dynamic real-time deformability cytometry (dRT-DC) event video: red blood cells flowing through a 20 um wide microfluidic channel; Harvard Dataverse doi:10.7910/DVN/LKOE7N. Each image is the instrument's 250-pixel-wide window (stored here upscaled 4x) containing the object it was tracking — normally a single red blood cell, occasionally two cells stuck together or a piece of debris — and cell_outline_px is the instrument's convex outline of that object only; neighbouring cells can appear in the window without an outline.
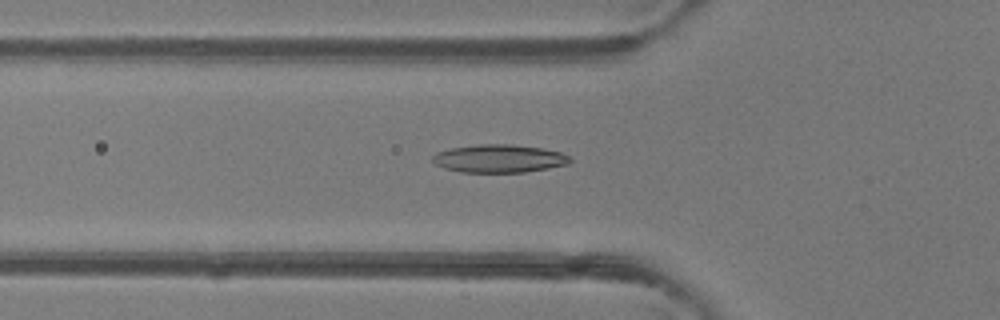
{"species": "common noctule bat (a hibernating species)", "species_latin": "Nyctalus noctula", "temperature_condition": "room temperature", "stored_images_in_passage": 49, "camera_frame_rate_fps": 3000, "um_per_image_px": 0.085, "animal": {"sex": "female"}, "frame": {"image": 1, "passage_image": 17, "time_ms": 5.333, "image_size_px": [1000, 320], "cell_outline_px": [[572, 160], [568, 164], [548, 168], [524, 172], [460, 172], [444, 168], [436, 164], [432, 160], [432, 156], [436, 152], [452, 148], [476, 144], [512, 144], [544, 148], [560, 152], [568, 156]], "centroid_in_image_um": [42.42, 13.47], "position_along_channel_um": 83.4, "area_um2": 22.48}}
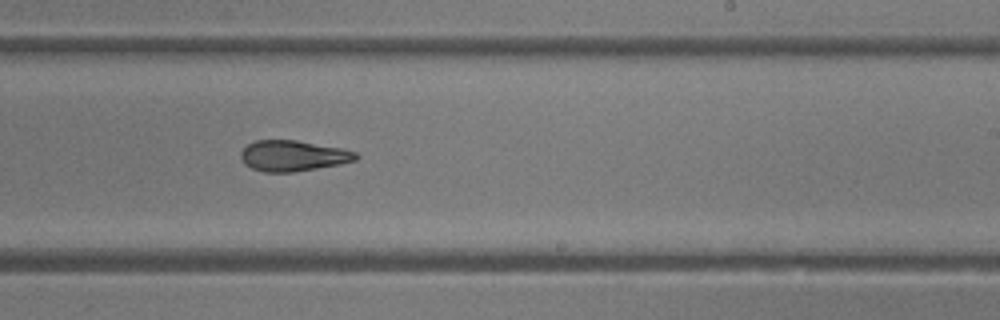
{"frame": {"image": 2, "passage_image": 30, "time_ms": 9.667, "image_size_px": [1000, 320], "cell_outline_px": [[360, 156], [356, 160], [340, 164], [292, 172], [264, 172], [252, 168], [244, 164], [240, 156], [240, 152], [248, 144], [256, 140], [296, 140], [344, 148], [356, 152]], "centroid_in_image_um": [24.92, 13.23], "position_along_channel_um": 264.1, "area_um2": 20.69}}
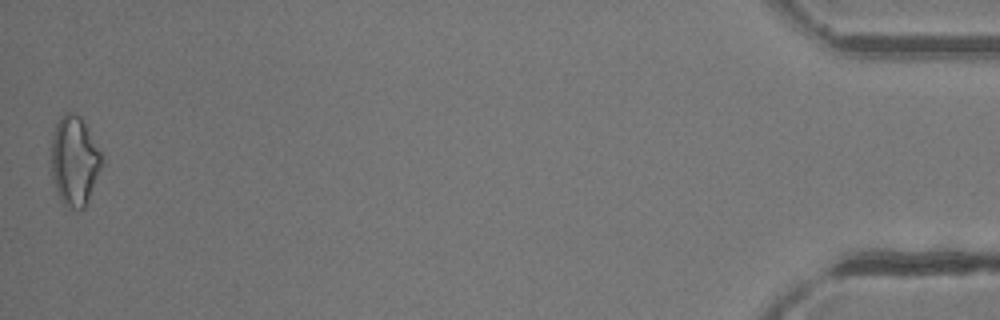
{"frame": {"image": 3, "passage_image": 49, "time_ms": 16.0, "image_size_px": [1000, 320], "cell_outline_px": [[104, 164], [84, 208], [68, 208], [60, 200], [56, 192], [52, 176], [52, 136], [56, 124], [60, 116], [64, 112], [72, 112], [80, 116], [100, 152], [104, 160]], "centroid_in_image_um": [6.33, 13.68], "position_along_channel_um": 428.9, "area_um2": 26.24}, "authors_computed_cell_mechanics": {"area_um2": 21.7328, "velocity_mm_per_s": 4.1557, "shape_relaxation_time_tau1_ms": 7.2811, "shape_relaxation_time_tau2_ms": 4.5572, "deformation_change_tau1": 0.166, "deformation_change_tau2": 0.1382}}